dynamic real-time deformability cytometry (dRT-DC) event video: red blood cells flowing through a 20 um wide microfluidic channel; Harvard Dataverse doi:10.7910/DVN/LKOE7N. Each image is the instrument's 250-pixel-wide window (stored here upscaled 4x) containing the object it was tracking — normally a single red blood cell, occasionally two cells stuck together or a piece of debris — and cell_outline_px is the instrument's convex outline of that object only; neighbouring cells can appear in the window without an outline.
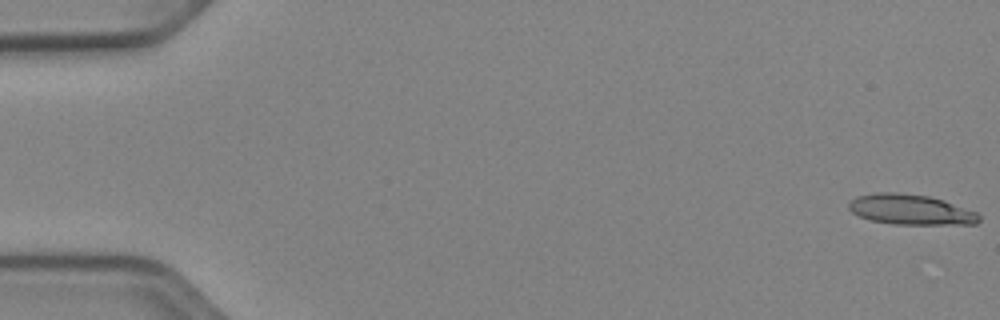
{"species": "Egyptian fruit bat (a non-hibernating species)", "species_latin": "Rousettus aegyptiacus", "temperature_condition": "cold", "stored_images_in_passage": 25, "camera_frame_rate_fps": 3000, "um_per_image_px": 0.085, "animal": {"sex": "female"}, "frame": {"image": 1, "passage_image": 1, "time_ms": 0.0, "image_size_px": [1000, 320], "cell_outline_px": [[980, 220], [976, 224], [892, 224], [872, 220], [860, 216], [852, 212], [848, 208], [848, 204], [856, 196], [876, 192], [896, 192], [928, 196], [944, 200], [976, 212], [980, 216]], "centroid_in_image_um": [77.4, 17.81], "position_along_channel_um": 7.6, "area_um2": 22.89}}
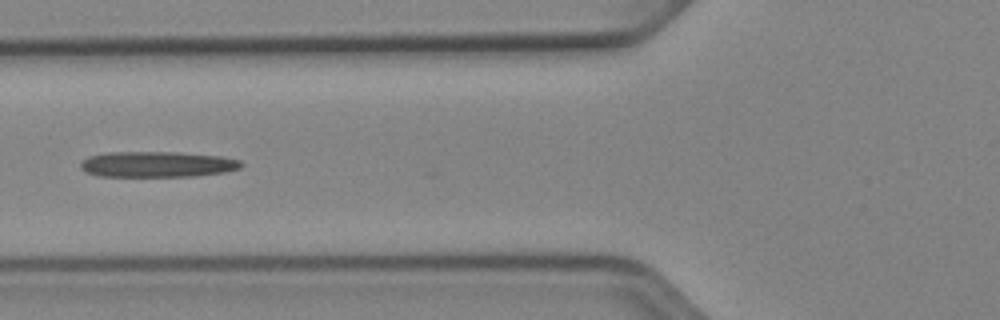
{"frame": {"image": 2, "passage_image": 21, "time_ms": 6.667, "image_size_px": [1000, 320], "cell_outline_px": [[244, 164], [240, 168], [224, 172], [196, 176], [100, 176], [84, 172], [80, 168], [80, 164], [88, 156], [104, 152], [180, 152], [224, 156], [240, 160]], "centroid_in_image_um": [13.37, 13.96], "position_along_channel_um": 112.4, "area_um2": 24.33}}
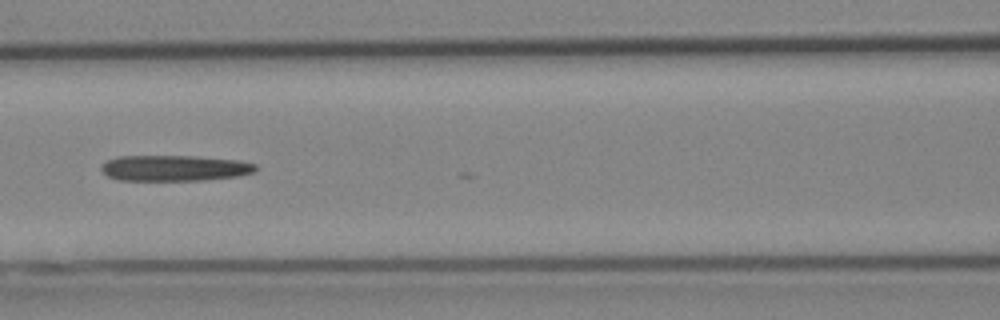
{"frame": {"image": 3, "passage_image": 24, "time_ms": 7.667, "image_size_px": [1000, 320], "cell_outline_px": [[256, 172], [240, 176], [204, 180], [116, 180], [108, 176], [100, 168], [108, 160], [120, 156], [192, 156], [236, 160], [256, 164]], "centroid_in_image_um": [14.86, 14.29], "position_along_channel_um": 151.7, "area_um2": 23.12}}